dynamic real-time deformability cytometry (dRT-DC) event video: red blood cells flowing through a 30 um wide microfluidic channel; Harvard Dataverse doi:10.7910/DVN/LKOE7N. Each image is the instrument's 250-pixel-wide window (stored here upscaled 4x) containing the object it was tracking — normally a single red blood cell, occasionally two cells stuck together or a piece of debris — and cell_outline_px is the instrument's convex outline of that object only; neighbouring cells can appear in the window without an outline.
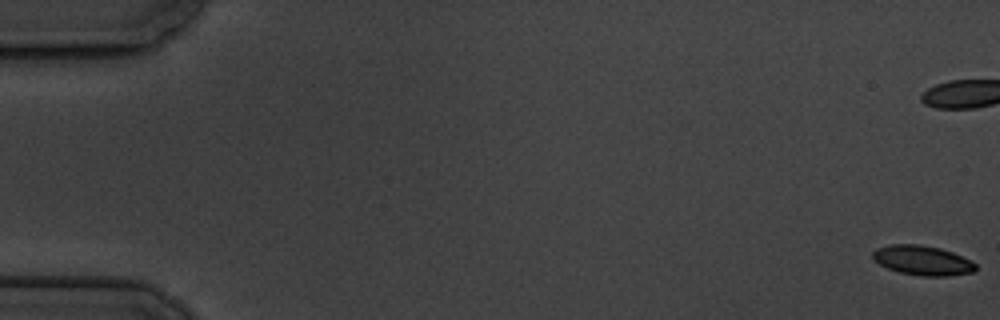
{"species": "common noctule bat (a hibernating species)", "species_latin": "Nyctalus noctula", "temperature_condition": "cold", "stored_images_in_passage": 4, "camera_frame_rate_fps": 3000, "um_per_image_px": 0.085, "animal": {"sex": "male", "body_mass_g": 19.5, "forearm_length_mm": 54.6}, "frame": {"image": 1, "passage_image": 1, "time_ms": 0.0, "image_size_px": [1000, 320], "cell_outline_px": [[976, 268], [972, 272], [948, 276], [920, 276], [900, 272], [888, 268], [872, 260], [872, 252], [876, 248], [888, 244], [920, 244], [940, 248], [952, 252], [972, 260], [976, 264]], "centroid_in_image_um": [78.39, 22.12], "position_along_channel_um": 6.6, "area_um2": 17.92}}